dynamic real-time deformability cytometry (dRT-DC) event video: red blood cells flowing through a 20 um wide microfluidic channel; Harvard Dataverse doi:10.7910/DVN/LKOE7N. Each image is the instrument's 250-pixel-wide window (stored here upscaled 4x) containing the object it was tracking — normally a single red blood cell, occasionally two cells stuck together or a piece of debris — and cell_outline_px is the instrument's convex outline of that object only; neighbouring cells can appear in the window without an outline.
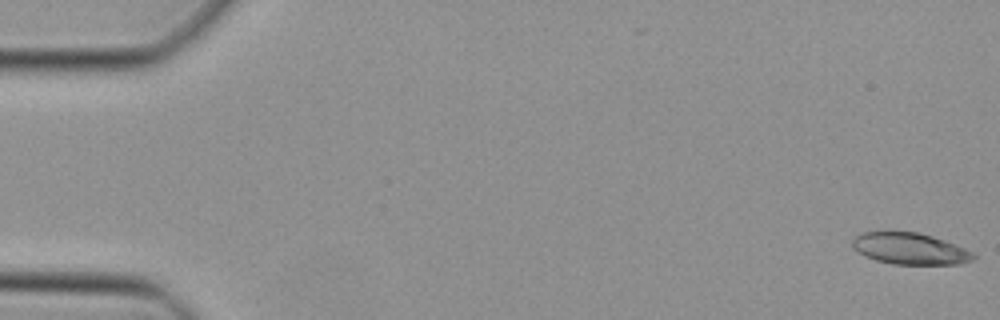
{"species": "Egyptian fruit bat (a non-hibernating species)", "species_latin": "Rousettus aegyptiacus", "temperature_condition": "cold", "stored_images_in_passage": 47, "camera_frame_rate_fps": 3000, "um_per_image_px": 0.085, "animal": {"sex": "female"}, "frame": {"image": 1, "passage_image": 1, "time_ms": 0.0, "image_size_px": [1000, 320], "cell_outline_px": [[976, 256], [972, 260], [960, 264], [892, 264], [876, 260], [864, 256], [852, 248], [852, 240], [860, 232], [888, 228], [916, 232], [932, 236], [944, 240], [964, 248], [972, 252]], "centroid_in_image_um": [77.25, 21.09], "position_along_channel_um": 7.8, "area_um2": 22.95}}
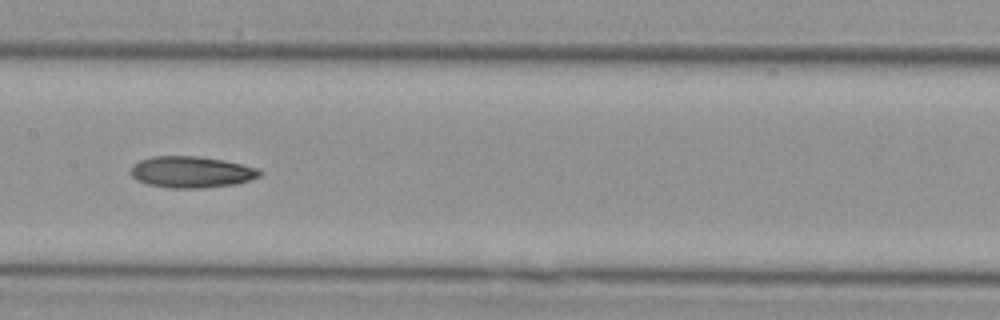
{"frame": {"image": 2, "passage_image": 24, "time_ms": 7.667, "image_size_px": [1000, 320], "cell_outline_px": [[264, 172], [260, 176], [236, 184], [204, 188], [168, 188], [148, 184], [136, 180], [132, 176], [132, 164], [140, 160], [152, 156], [196, 156], [224, 160], [256, 168]], "centroid_in_image_um": [16.26, 14.62], "position_along_channel_um": 191.1, "area_um2": 23.58}}
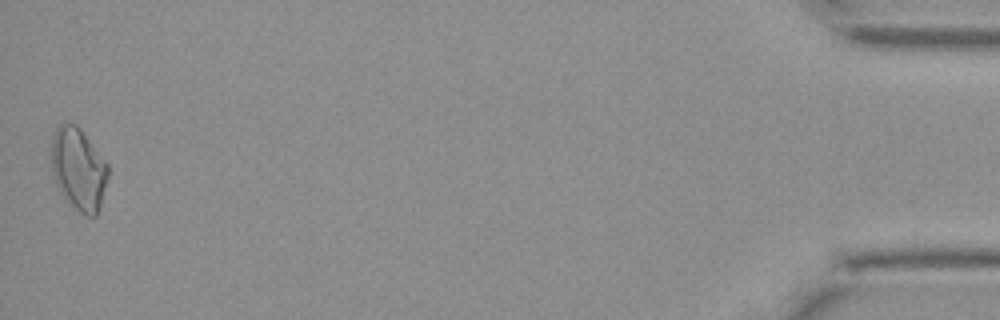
{"frame": {"image": 3, "passage_image": 47, "time_ms": 15.333, "image_size_px": [1000, 320], "cell_outline_px": [[108, 176], [100, 204], [96, 216], [84, 216], [68, 204], [64, 200], [56, 184], [52, 172], [52, 136], [56, 128], [60, 124], [76, 124], [80, 128], [108, 164]], "centroid_in_image_um": [6.66, 14.4], "position_along_channel_um": 428.5, "area_um2": 27.17}}